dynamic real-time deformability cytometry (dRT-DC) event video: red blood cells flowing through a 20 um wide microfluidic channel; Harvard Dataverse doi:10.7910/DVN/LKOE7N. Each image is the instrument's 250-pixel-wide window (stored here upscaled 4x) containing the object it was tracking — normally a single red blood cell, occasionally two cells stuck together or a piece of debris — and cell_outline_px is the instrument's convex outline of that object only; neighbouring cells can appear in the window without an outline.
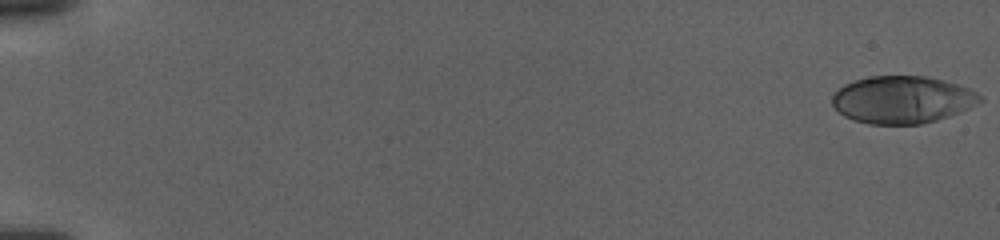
{"species": "human", "species_latin": "Homo sapiens", "temperature_condition": "warm", "stored_images_in_passage": 124, "camera_frame_rate_fps": 3000, "um_per_image_px": 0.085, "donor": {"sex": "female"}, "frame": {"image": 1, "passage_image": 1, "time_ms": 0.0, "image_size_px": [1000, 240], "cell_outline_px": [[984, 100], [968, 108], [948, 116], [936, 120], [920, 124], [868, 124], [844, 116], [832, 104], [832, 96], [844, 84], [852, 80], [868, 76], [924, 76], [944, 80], [968, 88], [976, 92]], "centroid_in_image_um": [76.68, 8.46], "position_along_channel_um": 8.3, "area_um2": 40.58}}
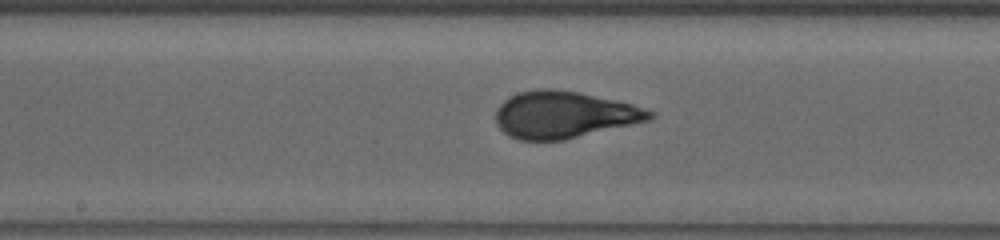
{"frame": {"image": 2, "passage_image": 69, "time_ms": 22.667, "image_size_px": [1000, 240], "cell_outline_px": [[656, 116], [652, 120], [564, 140], [520, 140], [508, 136], [496, 124], [496, 108], [504, 100], [520, 92], [536, 88], [552, 88], [580, 92], [632, 104], [656, 112]], "centroid_in_image_um": [47.96, 9.75], "position_along_channel_um": 200.2, "area_um2": 42.37}}
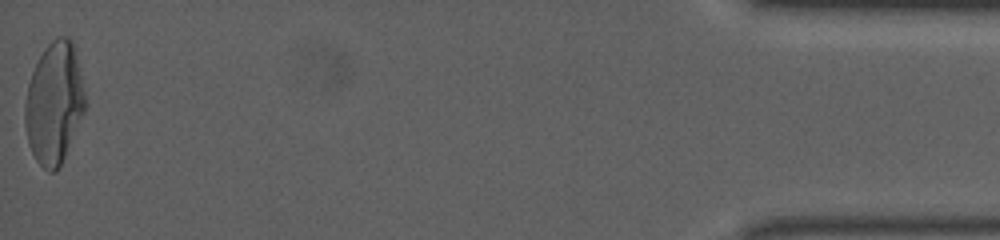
{"frame": {"image": 3, "passage_image": 124, "time_ms": 41.0, "image_size_px": [1000, 240], "cell_outline_px": [[88, 104], [64, 156], [56, 172], [48, 172], [36, 160], [28, 144], [24, 124], [24, 104], [28, 84], [32, 72], [44, 48], [52, 40], [60, 36], [68, 36], [72, 40], [76, 52], [80, 68]], "centroid_in_image_um": [4.61, 8.74], "position_along_channel_um": 430.6, "area_um2": 42.89}}